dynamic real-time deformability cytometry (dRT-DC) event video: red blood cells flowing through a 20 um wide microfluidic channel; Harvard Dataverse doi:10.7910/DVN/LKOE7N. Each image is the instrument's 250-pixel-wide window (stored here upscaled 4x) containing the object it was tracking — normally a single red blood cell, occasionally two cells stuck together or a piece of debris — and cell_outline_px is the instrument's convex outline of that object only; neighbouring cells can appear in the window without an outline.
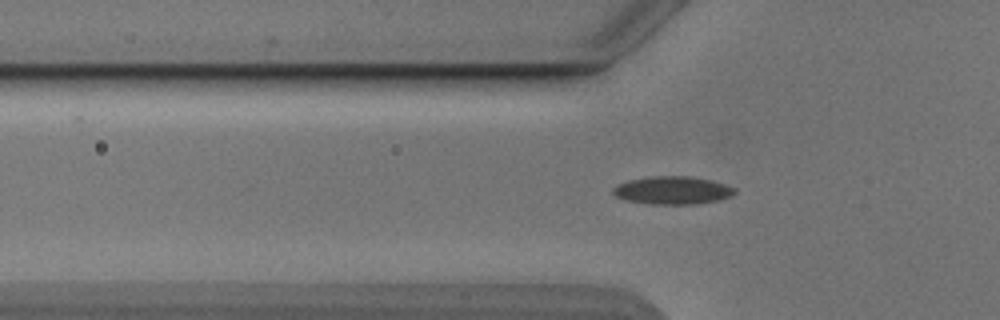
{"species": "Egyptian fruit bat (a non-hibernating species)", "species_latin": "Rousettus aegyptiacus", "temperature_condition": "cold", "stored_images_in_passage": 50, "camera_frame_rate_fps": 3000, "um_per_image_px": 0.085, "animal": {"sex": "male"}, "frame": {"image": 1, "passage_image": 14, "time_ms": 4.333, "image_size_px": [1000, 320], "cell_outline_px": [[736, 192], [732, 196], [720, 200], [696, 204], [652, 204], [624, 200], [616, 196], [612, 192], [612, 188], [616, 184], [628, 180], [652, 176], [688, 176], [712, 180], [736, 188]], "centroid_in_image_um": [57.16, 16.18], "position_along_channel_um": 68.6, "area_um2": 20.0}}
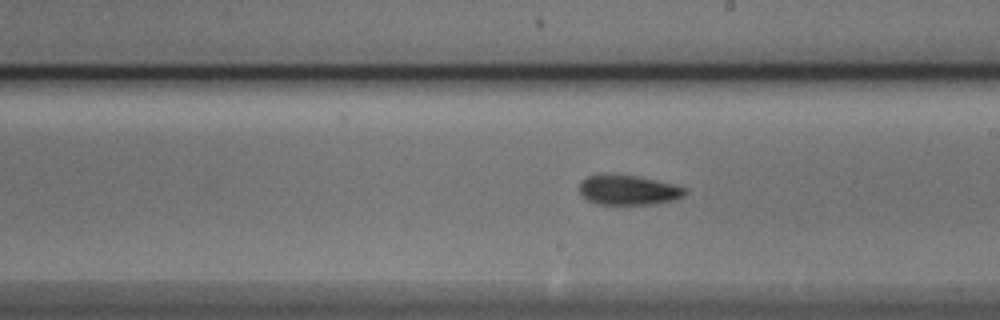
{"frame": {"image": 2, "passage_image": 27, "time_ms": 8.667, "image_size_px": [1000, 320], "cell_outline_px": [[688, 192], [684, 196], [676, 200], [656, 204], [596, 204], [588, 200], [580, 192], [580, 180], [588, 176], [640, 176], [688, 188]], "centroid_in_image_um": [53.49, 16.18], "position_along_channel_um": 235.5, "area_um2": 18.15}}
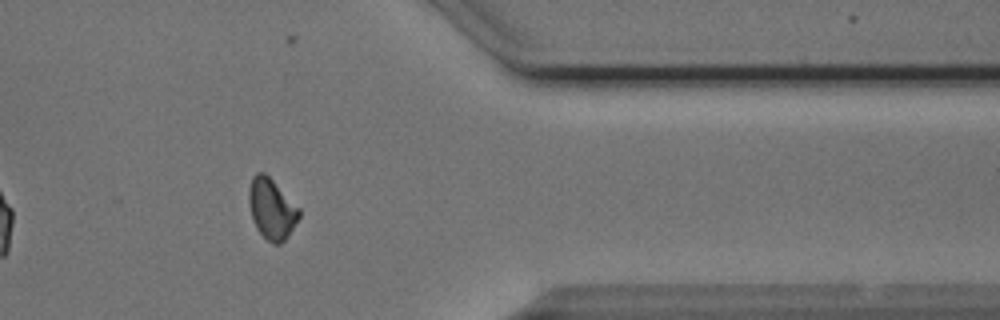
{"frame": {"image": 3, "passage_image": 40, "time_ms": 13.0, "image_size_px": [1000, 320], "cell_outline_px": [[300, 216], [288, 236], [280, 244], [272, 244], [256, 228], [252, 220], [248, 200], [248, 192], [252, 176], [256, 172], [264, 172], [300, 208]], "centroid_in_image_um": [23.08, 17.75], "position_along_channel_um": 388.3, "area_um2": 17.69}, "authors_computed_cell_mechanics": {"area_um2": 17.9469, "velocity_mm_per_s": 3.8653, "shape_relaxation_time_tau1_ms": 5.8577, "shape_relaxation_time_tau2_ms": 2.9784, "deformation_change_tau1": 0.1346, "deformation_change_tau2": 0.0833}}